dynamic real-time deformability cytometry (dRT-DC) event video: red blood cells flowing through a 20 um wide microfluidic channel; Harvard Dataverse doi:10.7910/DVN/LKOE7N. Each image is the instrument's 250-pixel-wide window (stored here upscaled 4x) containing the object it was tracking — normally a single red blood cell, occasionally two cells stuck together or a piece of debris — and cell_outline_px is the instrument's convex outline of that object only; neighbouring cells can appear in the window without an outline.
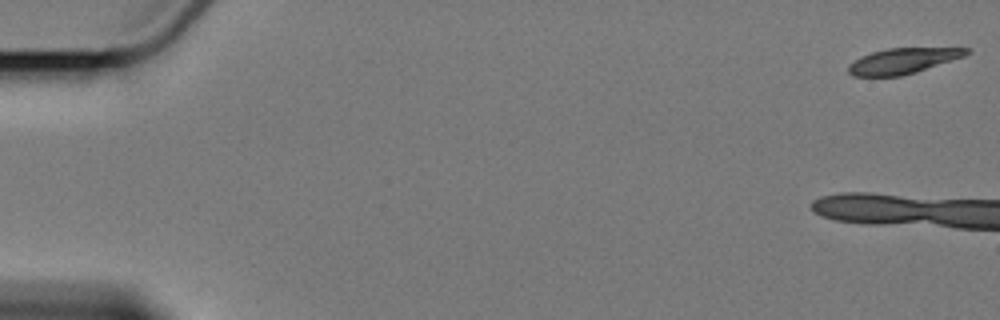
{"species": "Egyptian fruit bat (a non-hibernating species)", "species_latin": "Rousettus aegyptiacus", "temperature_condition": "cold", "stored_images_in_passage": 7, "camera_frame_rate_fps": 3000, "um_per_image_px": 0.085, "animal": {"sex": "female"}, "frame": {"image": 1, "passage_image": 1, "time_ms": 0.0, "image_size_px": [1000, 320], "cell_outline_px": [[972, 52], [964, 56], [916, 72], [900, 76], [852, 76], [848, 72], [848, 64], [860, 56], [872, 52], [888, 48], [972, 48]], "centroid_in_image_um": [76.73, 5.17], "position_along_channel_um": 8.3, "area_um2": 17.57}}